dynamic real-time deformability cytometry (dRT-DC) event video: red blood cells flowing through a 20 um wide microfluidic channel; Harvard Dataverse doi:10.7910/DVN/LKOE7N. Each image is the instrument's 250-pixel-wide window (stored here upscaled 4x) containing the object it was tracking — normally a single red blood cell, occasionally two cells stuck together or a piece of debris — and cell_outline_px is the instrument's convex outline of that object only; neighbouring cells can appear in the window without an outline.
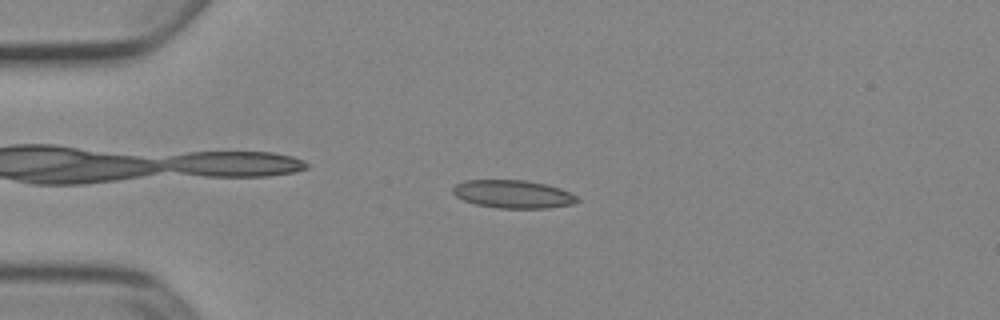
{"species": "Egyptian fruit bat (a non-hibernating species)", "species_latin": "Rousettus aegyptiacus", "temperature_condition": "cold", "stored_images_in_passage": 48, "camera_frame_rate_fps": 3000, "um_per_image_px": 0.085, "animal": {"sex": "female"}, "frame": {"image": 1, "passage_image": 9, "time_ms": 2.667, "image_size_px": [1000, 320], "cell_outline_px": [[580, 200], [572, 204], [548, 208], [496, 208], [476, 204], [464, 200], [456, 196], [452, 192], [452, 188], [456, 184], [464, 180], [524, 180], [544, 184], [560, 188], [576, 196]], "centroid_in_image_um": [43.58, 16.5], "position_along_channel_um": 41.4, "area_um2": 20.23}}
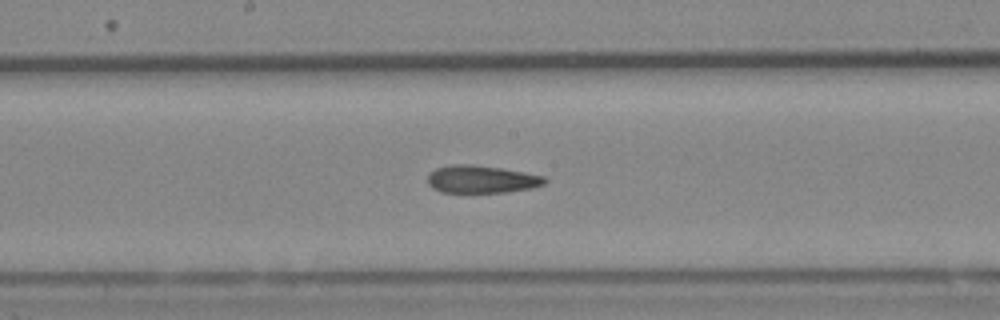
{"frame": {"image": 2, "passage_image": 24, "time_ms": 7.667, "image_size_px": [1000, 320], "cell_outline_px": [[548, 180], [544, 184], [532, 188], [508, 192], [440, 192], [432, 188], [428, 184], [428, 176], [436, 168], [452, 164], [472, 164], [500, 168], [524, 172], [544, 176]], "centroid_in_image_um": [40.94, 15.24], "position_along_channel_um": 207.3, "area_um2": 18.84}}
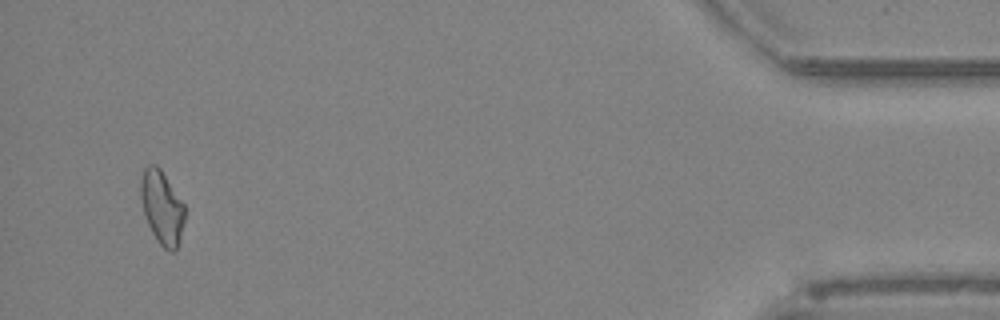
{"frame": {"image": 3, "passage_image": 46, "time_ms": 15.0, "image_size_px": [1000, 320], "cell_outline_px": [[184, 220], [176, 252], [168, 252], [160, 244], [152, 232], [144, 216], [140, 200], [140, 180], [144, 168], [148, 164], [156, 164], [160, 168], [184, 204]], "centroid_in_image_um": [13.74, 17.62], "position_along_channel_um": 421.5, "area_um2": 18.9}, "authors_computed_cell_mechanics": {"area_um2": 19.2763, "velocity_mm_per_s": 3.9157, "shape_relaxation_time_tau1_ms": null, "shape_relaxation_time_tau2_ms": 8.1758, "deformation_change_tau1": null, "deformation_change_tau2": 0.1471}}